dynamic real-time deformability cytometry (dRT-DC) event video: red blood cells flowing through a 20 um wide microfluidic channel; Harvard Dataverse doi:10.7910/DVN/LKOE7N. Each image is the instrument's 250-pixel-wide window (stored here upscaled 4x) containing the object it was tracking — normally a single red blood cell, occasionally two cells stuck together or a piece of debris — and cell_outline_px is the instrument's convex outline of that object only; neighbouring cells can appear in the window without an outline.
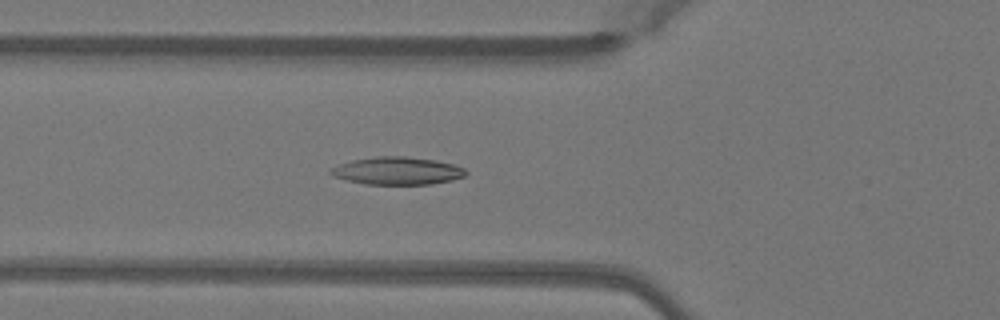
{"species": "Egyptian fruit bat (a non-hibernating species)", "species_latin": "Rousettus aegyptiacus", "temperature_condition": "warm", "stored_images_in_passage": 15, "camera_frame_rate_fps": 3000, "um_per_image_px": 0.085, "animal": {"sex": "female"}, "frame": {"image": 1, "passage_image": 12, "time_ms": 3.667, "image_size_px": [1000, 320], "cell_outline_px": [[468, 172], [464, 176], [452, 180], [432, 184], [364, 184], [332, 176], [328, 172], [332, 168], [340, 164], [352, 160], [376, 156], [404, 156], [436, 160], [452, 164], [464, 168]], "centroid_in_image_um": [33.77, 14.52], "position_along_channel_um": 92.0, "area_um2": 21.73}}
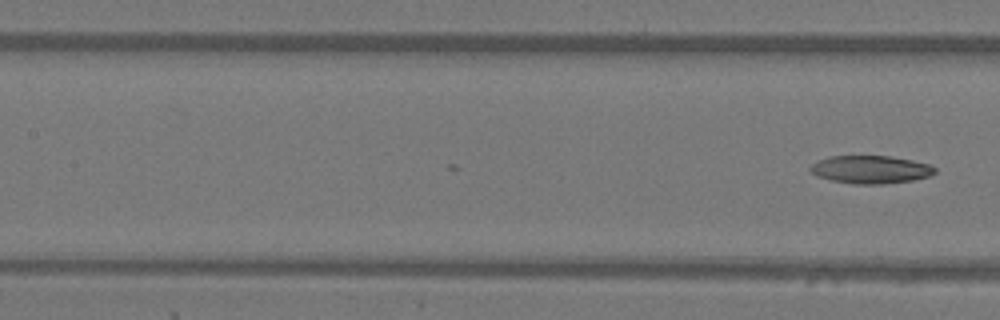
{"frame": {"image": 2, "passage_image": 15, "time_ms": 4.667, "image_size_px": [1000, 320], "cell_outline_px": [[936, 172], [928, 176], [912, 180], [880, 184], [852, 184], [832, 180], [816, 176], [808, 168], [816, 160], [828, 156], [888, 156], [912, 160], [928, 164], [936, 168]], "centroid_in_image_um": [73.95, 14.4], "position_along_channel_um": 133.4, "area_um2": 20.23}}